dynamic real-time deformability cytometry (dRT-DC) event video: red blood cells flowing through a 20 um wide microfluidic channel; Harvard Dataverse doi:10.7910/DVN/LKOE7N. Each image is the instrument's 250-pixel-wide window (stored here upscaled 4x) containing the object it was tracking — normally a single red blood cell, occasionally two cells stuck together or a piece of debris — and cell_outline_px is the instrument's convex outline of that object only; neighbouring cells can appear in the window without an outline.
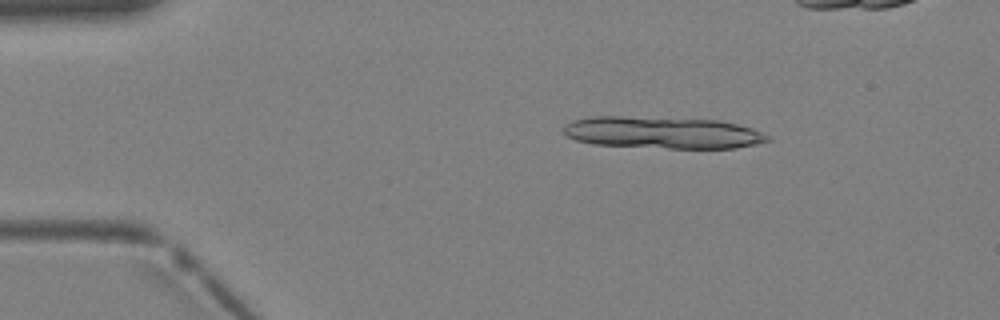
{"species": "Egyptian fruit bat (a non-hibernating species)", "species_latin": "Rousettus aegyptiacus", "temperature_condition": "warm", "stored_images_in_passage": 5, "camera_frame_rate_fps": 3000, "um_per_image_px": 0.085, "animal": {"sex": "female"}, "frame": {"image": 1, "passage_image": 2, "time_ms": 0.333, "image_size_px": [1000, 320], "cell_outline_px": [[772, 140], [756, 144], [736, 148], [668, 148], [592, 144], [576, 140], [568, 136], [564, 132], [564, 128], [572, 120], [592, 116], [620, 116], [720, 120], [752, 128], [772, 136]], "centroid_in_image_um": [56.37, 11.27], "position_along_channel_um": 28.6, "area_um2": 37.97}}